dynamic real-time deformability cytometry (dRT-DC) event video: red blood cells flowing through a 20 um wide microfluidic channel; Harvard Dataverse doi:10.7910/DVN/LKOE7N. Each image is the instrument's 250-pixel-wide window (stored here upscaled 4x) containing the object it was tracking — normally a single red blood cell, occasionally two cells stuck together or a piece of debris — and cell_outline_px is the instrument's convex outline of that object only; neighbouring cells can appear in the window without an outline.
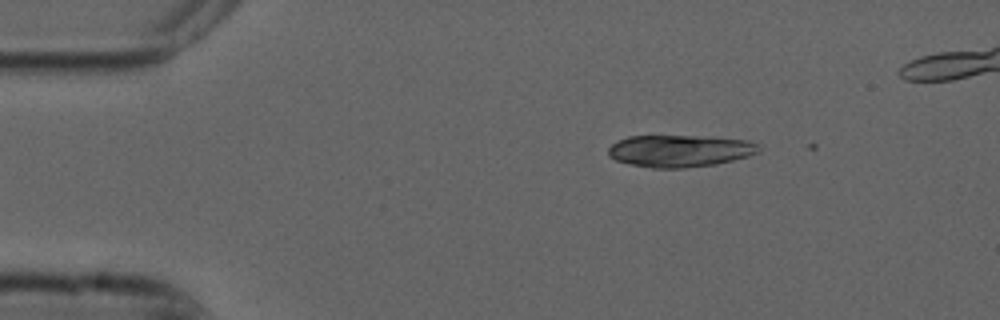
{"species": "common noctule bat (a hibernating species)", "species_latin": "Nyctalus noctula", "temperature_condition": "cold", "stored_images_in_passage": 3, "camera_frame_rate_fps": 3000, "um_per_image_px": 0.085, "animal": {"sex": "male", "forearm_length_mm": 52.5}, "frame": {"image": 1, "passage_image": 2, "time_ms": 0.333, "image_size_px": [1000, 320], "cell_outline_px": [[760, 148], [756, 152], [748, 156], [716, 164], [684, 168], [652, 168], [632, 164], [616, 160], [608, 156], [608, 148], [616, 140], [628, 136], [696, 136], [748, 140], [756, 144]], "centroid_in_image_um": [57.73, 12.82], "position_along_channel_um": 27.3, "area_um2": 27.92}}